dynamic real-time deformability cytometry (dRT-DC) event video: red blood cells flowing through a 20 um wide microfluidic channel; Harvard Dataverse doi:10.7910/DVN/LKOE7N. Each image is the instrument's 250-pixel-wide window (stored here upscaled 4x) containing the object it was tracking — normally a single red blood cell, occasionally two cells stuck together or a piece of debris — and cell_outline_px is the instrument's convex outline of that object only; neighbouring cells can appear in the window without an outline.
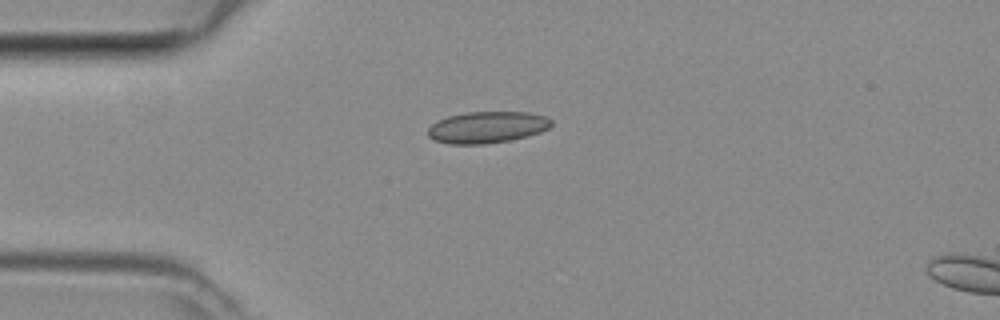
{"species": "common noctule bat (a hibernating species)", "species_latin": "Nyctalus noctula", "temperature_condition": "room temperature", "stored_images_in_passage": 5, "camera_frame_rate_fps": 3000, "um_per_image_px": 0.085, "animal": {"sex": "female", "body_mass_g": 29.2, "forearm_length_mm": 56.3}, "frame": {"image": 1, "passage_image": 5, "time_ms": 1.333, "image_size_px": [1000, 320], "cell_outline_px": [[552, 124], [548, 128], [540, 132], [528, 136], [512, 140], [484, 144], [448, 144], [436, 140], [428, 136], [428, 128], [432, 124], [448, 116], [468, 112], [528, 112], [548, 116], [552, 120]], "centroid_in_image_um": [41.45, 10.82], "position_along_channel_um": 43.6, "area_um2": 22.77}}